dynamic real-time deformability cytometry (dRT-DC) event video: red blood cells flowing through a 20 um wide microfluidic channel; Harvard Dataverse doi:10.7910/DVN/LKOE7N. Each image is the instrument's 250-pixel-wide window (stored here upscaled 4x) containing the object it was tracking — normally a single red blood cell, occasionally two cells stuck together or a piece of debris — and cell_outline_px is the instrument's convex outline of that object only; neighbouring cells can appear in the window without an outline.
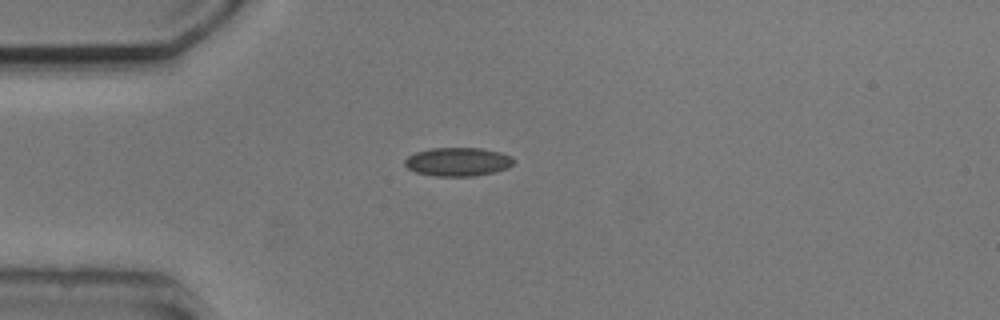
{"species": "common noctule bat (a hibernating species)", "species_latin": "Nyctalus noctula", "temperature_condition": "cold", "stored_images_in_passage": 2, "camera_frame_rate_fps": 3000, "um_per_image_px": 0.085, "animal": {"sex": "male", "body_mass_g": 20.5, "forearm_length_mm": 52.5}, "frame": {"image": 1, "passage_image": 2, "time_ms": 1.0, "image_size_px": [1000, 320], "cell_outline_px": [[516, 160], [508, 168], [476, 176], [436, 176], [416, 172], [408, 168], [404, 164], [404, 160], [408, 156], [416, 152], [432, 148], [480, 148], [500, 152], [512, 156]], "centroid_in_image_um": [38.93, 13.75], "position_along_channel_um": 46.1, "area_um2": 18.15}}